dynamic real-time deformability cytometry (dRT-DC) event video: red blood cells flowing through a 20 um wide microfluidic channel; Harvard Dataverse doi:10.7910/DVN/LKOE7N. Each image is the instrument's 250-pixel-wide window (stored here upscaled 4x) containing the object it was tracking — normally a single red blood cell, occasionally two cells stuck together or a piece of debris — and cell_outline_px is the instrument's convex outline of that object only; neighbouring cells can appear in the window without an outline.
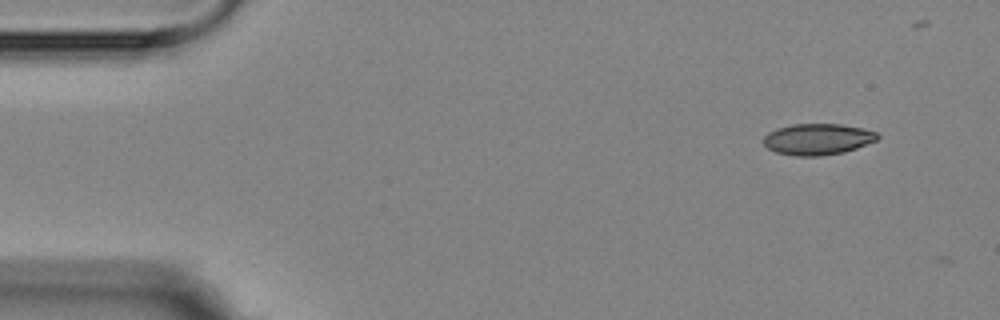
{"species": "Egyptian fruit bat (a non-hibernating species)", "species_latin": "Rousettus aegyptiacus", "temperature_condition": "room temperature", "stored_images_in_passage": 6, "camera_frame_rate_fps": 3000, "um_per_image_px": 0.085, "animal": {"sex": "female"}, "frame": {"image": 1, "passage_image": 1, "time_ms": 0.0, "image_size_px": [1000, 320], "cell_outline_px": [[880, 136], [876, 140], [856, 148], [844, 152], [820, 156], [796, 156], [776, 152], [768, 148], [764, 144], [764, 136], [768, 132], [776, 128], [792, 124], [840, 124], [864, 128], [876, 132]], "centroid_in_image_um": [69.49, 11.83], "position_along_channel_um": 15.5, "area_um2": 20.75}}
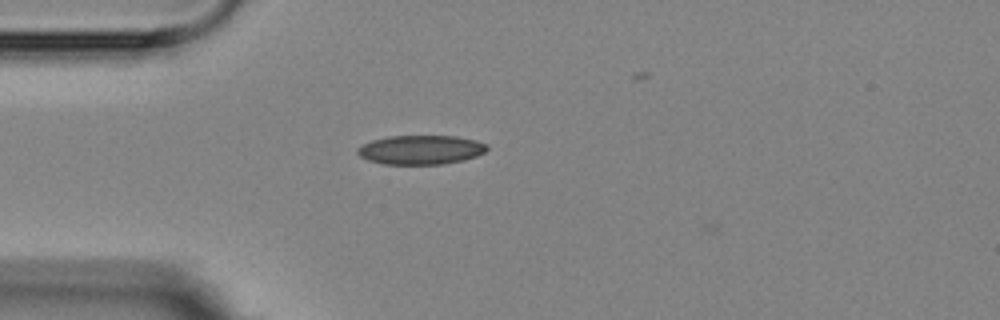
{"frame": {"image": 2, "passage_image": 4, "time_ms": 3.333, "image_size_px": [1000, 320], "cell_outline_px": [[488, 148], [484, 152], [476, 156], [464, 160], [444, 164], [384, 164], [368, 160], [360, 156], [356, 152], [356, 148], [372, 140], [388, 136], [456, 136], [476, 140], [488, 144]], "centroid_in_image_um": [35.77, 12.73], "position_along_channel_um": 49.2, "area_um2": 22.08}}